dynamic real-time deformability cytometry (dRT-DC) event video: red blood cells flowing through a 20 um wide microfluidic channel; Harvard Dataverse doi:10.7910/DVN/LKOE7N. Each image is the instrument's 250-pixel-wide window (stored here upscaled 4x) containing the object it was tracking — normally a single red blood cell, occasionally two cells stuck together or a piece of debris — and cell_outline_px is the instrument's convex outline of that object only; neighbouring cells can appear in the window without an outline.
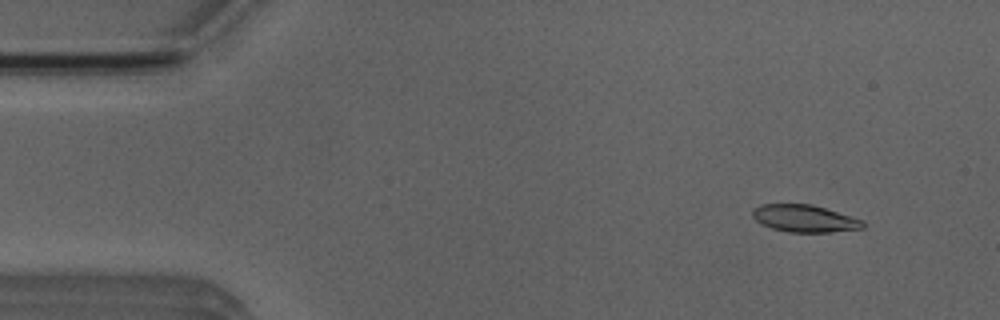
{"species": "Egyptian fruit bat (a non-hibernating species)", "species_latin": "Rousettus aegyptiacus", "temperature_condition": "room temperature", "stored_images_in_passage": 5, "camera_frame_rate_fps": 3000, "um_per_image_px": 0.085, "animal": {"sex": "male"}, "frame": {"image": 1, "passage_image": 2, "time_ms": 1.0, "image_size_px": [1000, 320], "cell_outline_px": [[864, 228], [828, 232], [788, 232], [772, 228], [756, 220], [752, 216], [752, 208], [760, 204], [812, 204], [864, 220]], "centroid_in_image_um": [68.38, 18.56], "position_along_channel_um": 16.6, "area_um2": 17.46}}